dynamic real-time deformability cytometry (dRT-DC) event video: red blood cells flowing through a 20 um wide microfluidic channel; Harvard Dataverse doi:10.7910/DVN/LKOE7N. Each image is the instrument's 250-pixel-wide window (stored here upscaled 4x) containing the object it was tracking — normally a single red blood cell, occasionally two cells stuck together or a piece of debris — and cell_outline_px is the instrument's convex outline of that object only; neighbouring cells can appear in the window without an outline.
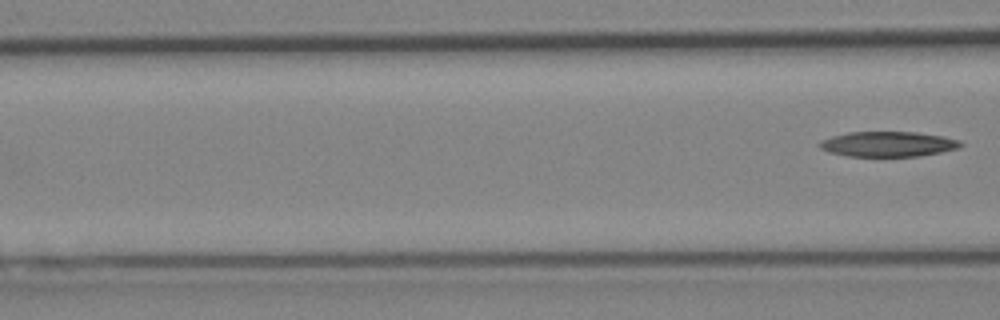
{"species": "Egyptian fruit bat (a non-hibernating species)", "species_latin": "Rousettus aegyptiacus", "temperature_condition": "cold", "stored_images_in_passage": 4, "camera_frame_rate_fps": 3000, "um_per_image_px": 0.085, "animal": {"sex": "female"}, "frame": {"image": 1, "passage_image": 4, "time_ms": 1.0, "image_size_px": [1000, 320], "cell_outline_px": [[964, 144], [960, 148], [920, 156], [848, 156], [828, 152], [820, 148], [820, 140], [832, 136], [848, 132], [916, 132], [944, 136], [960, 140]], "centroid_in_image_um": [75.51, 12.24], "position_along_channel_um": 91.1, "area_um2": 20.75}}